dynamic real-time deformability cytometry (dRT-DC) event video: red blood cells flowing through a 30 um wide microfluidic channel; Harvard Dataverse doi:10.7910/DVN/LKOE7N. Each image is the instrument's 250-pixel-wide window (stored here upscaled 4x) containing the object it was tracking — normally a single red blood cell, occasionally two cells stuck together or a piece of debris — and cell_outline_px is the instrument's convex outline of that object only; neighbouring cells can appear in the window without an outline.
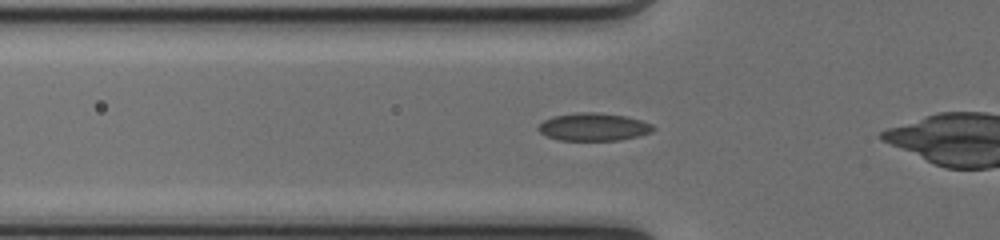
{"species": "common noctule bat (a hibernating species)", "species_latin": "Nyctalus noctula", "temperature_condition": "cold", "stored_images_in_passage": 34, "camera_frame_rate_fps": 3000, "um_per_image_px": 0.085, "animal": {"sex": "female", "body_mass_g": 17.0, "forearm_length_mm": 48.0}, "frame": {"image": 1, "passage_image": 10, "time_ms": 3.0, "image_size_px": [1000, 240], "cell_outline_px": [[656, 128], [652, 132], [636, 136], [616, 140], [560, 140], [548, 136], [540, 132], [536, 128], [544, 120], [552, 116], [576, 112], [596, 112], [628, 116], [652, 124]], "centroid_in_image_um": [50.45, 10.77], "position_along_channel_um": 75.4, "area_um2": 18.55}}
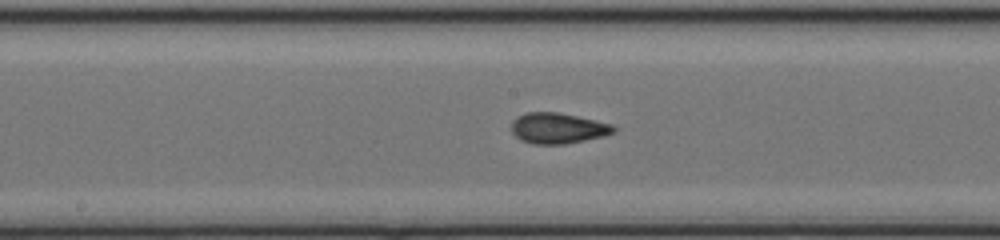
{"frame": {"image": 2, "passage_image": 19, "time_ms": 6.0, "image_size_px": [1000, 240], "cell_outline_px": [[616, 132], [604, 136], [564, 144], [532, 144], [520, 140], [512, 132], [512, 120], [516, 116], [524, 112], [556, 112], [576, 116], [612, 124], [616, 128]], "centroid_in_image_um": [47.39, 10.9], "position_along_channel_um": 200.8, "area_um2": 18.32}}
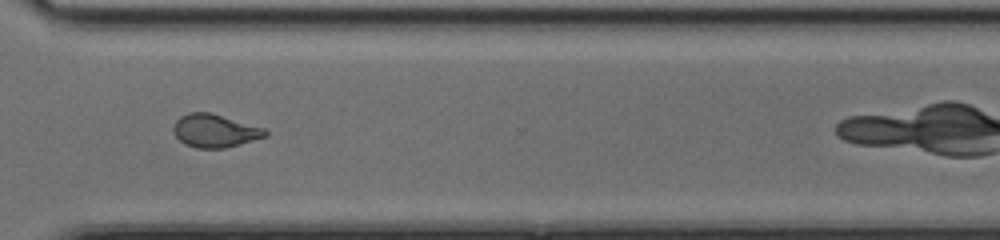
{"frame": {"image": 3, "passage_image": 30, "time_ms": 9.667, "image_size_px": [1000, 240], "cell_outline_px": [[268, 136], [224, 148], [196, 148], [184, 144], [172, 132], [172, 128], [176, 120], [180, 116], [188, 112], [212, 112], [264, 128], [268, 132]], "centroid_in_image_um": [18.24, 11.1], "position_along_channel_um": 352.4, "area_um2": 17.86}}